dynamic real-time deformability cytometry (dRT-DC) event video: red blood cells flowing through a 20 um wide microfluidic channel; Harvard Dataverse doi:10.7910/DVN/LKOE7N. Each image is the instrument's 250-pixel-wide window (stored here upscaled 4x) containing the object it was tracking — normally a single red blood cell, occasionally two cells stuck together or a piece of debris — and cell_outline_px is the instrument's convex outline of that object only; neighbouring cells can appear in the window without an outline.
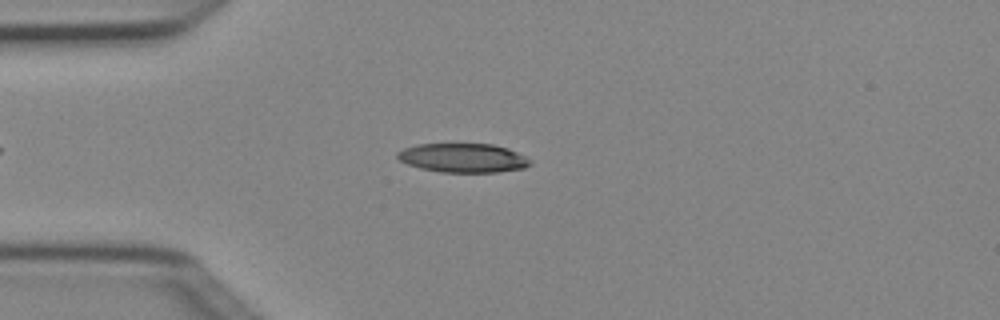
{"species": "Egyptian fruit bat (a non-hibernating species)", "species_latin": "Rousettus aegyptiacus", "temperature_condition": "cold", "stored_images_in_passage": 4, "camera_frame_rate_fps": 3000, "um_per_image_px": 0.085, "animal": {"sex": "female"}, "frame": {"image": 1, "passage_image": 4, "time_ms": 1.0, "image_size_px": [1000, 320], "cell_outline_px": [[532, 164], [524, 168], [496, 172], [440, 172], [420, 168], [408, 164], [400, 160], [396, 156], [396, 152], [404, 148], [416, 144], [492, 144], [508, 148], [532, 160]], "centroid_in_image_um": [39.36, 13.42], "position_along_channel_um": 45.6, "area_um2": 22.48}}